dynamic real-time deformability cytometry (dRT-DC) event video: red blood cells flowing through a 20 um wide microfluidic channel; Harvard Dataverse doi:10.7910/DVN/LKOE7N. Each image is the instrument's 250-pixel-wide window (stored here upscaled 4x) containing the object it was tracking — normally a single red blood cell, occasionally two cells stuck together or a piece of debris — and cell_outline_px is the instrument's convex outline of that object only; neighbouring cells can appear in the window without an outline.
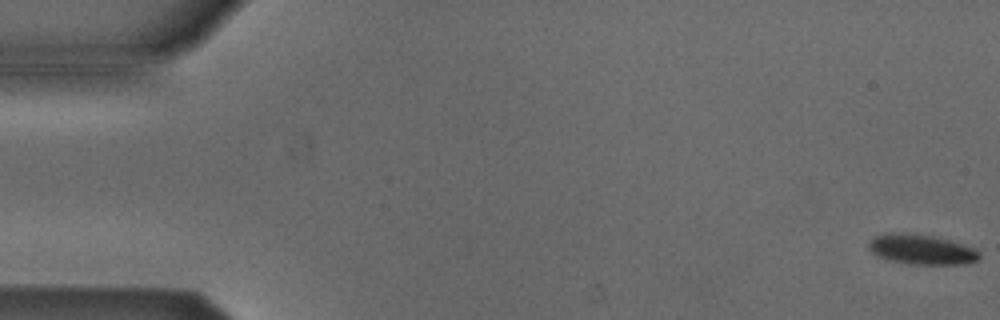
{"species": "Egyptian fruit bat (a non-hibernating species)", "species_latin": "Rousettus aegyptiacus", "temperature_condition": "cold", "stored_images_in_passage": 6, "camera_frame_rate_fps": 3000, "um_per_image_px": 0.085, "animal": {"sex": "male"}, "frame": {"image": 1, "passage_image": 1, "time_ms": 0.0, "image_size_px": [1000, 320], "cell_outline_px": [[980, 256], [976, 260], [964, 264], [912, 264], [888, 260], [872, 252], [868, 248], [868, 244], [872, 236], [884, 232], [912, 232], [932, 236], [948, 240], [976, 248], [980, 252]], "centroid_in_image_um": [78.28, 21.17], "position_along_channel_um": 6.7, "area_um2": 19.54}}
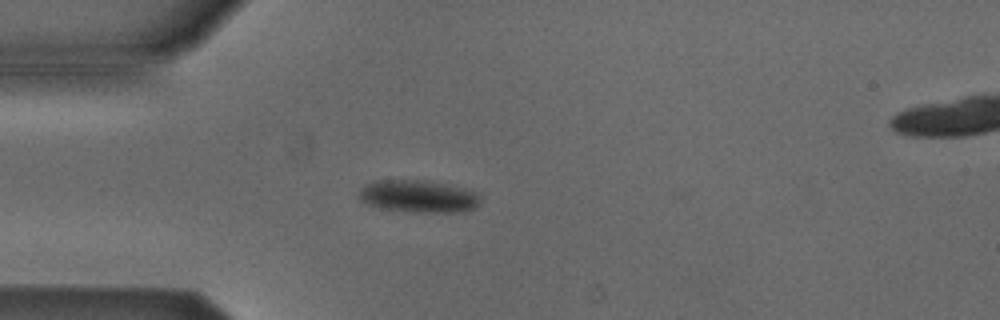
{"frame": {"image": 2, "passage_image": 5, "time_ms": 4.667, "image_size_px": [1000, 320], "cell_outline_px": [[480, 204], [476, 208], [464, 212], [412, 212], [384, 208], [368, 204], [360, 200], [356, 196], [360, 188], [376, 180], [428, 180], [448, 184], [480, 192]], "centroid_in_image_um": [35.62, 16.68], "position_along_channel_um": 49.4, "area_um2": 23.29}}